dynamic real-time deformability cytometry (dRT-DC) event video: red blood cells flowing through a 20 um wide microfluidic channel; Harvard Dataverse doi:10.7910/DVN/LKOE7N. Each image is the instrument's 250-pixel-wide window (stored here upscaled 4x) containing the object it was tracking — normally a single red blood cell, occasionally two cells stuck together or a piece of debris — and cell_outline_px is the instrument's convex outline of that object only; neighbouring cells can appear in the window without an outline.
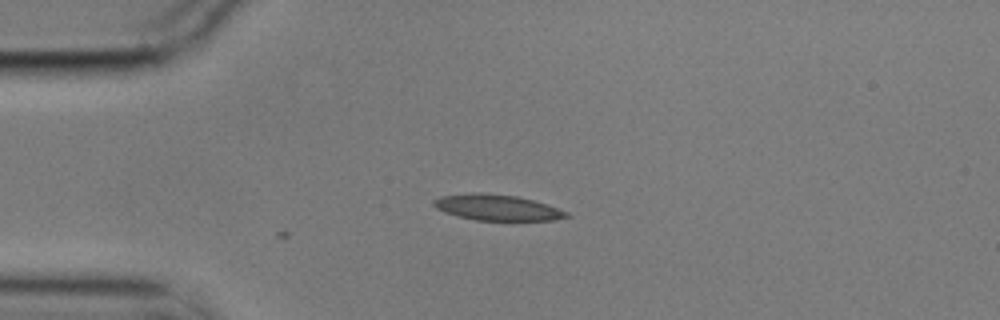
{"species": "common noctule bat (a hibernating species)", "species_latin": "Nyctalus noctula", "temperature_condition": "cold", "stored_images_in_passage": 7, "camera_frame_rate_fps": 3000, "um_per_image_px": 0.085, "animal": {"sex": "male", "body_mass_g": 17.9}, "frame": {"image": 1, "passage_image": 1, "time_ms": 0.0, "image_size_px": [1000, 320], "cell_outline_px": [[568, 216], [556, 220], [476, 220], [456, 216], [444, 212], [436, 208], [432, 204], [432, 200], [440, 196], [472, 192], [480, 192], [516, 196], [532, 200], [568, 212]], "centroid_in_image_um": [42.17, 17.63], "position_along_channel_um": 42.8, "area_um2": 19.88}}
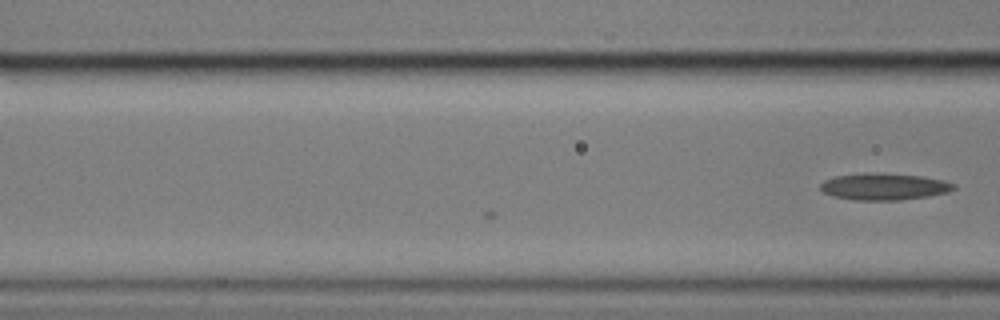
{"frame": {"image": 2, "passage_image": 7, "time_ms": 2.0, "image_size_px": [1000, 320], "cell_outline_px": [[956, 188], [948, 192], [928, 196], [900, 200], [856, 200], [832, 196], [824, 192], [820, 188], [820, 184], [824, 180], [836, 176], [920, 176], [944, 180], [956, 184]], "centroid_in_image_um": [75.2, 15.92], "position_along_channel_um": 91.4, "area_um2": 19.54}}